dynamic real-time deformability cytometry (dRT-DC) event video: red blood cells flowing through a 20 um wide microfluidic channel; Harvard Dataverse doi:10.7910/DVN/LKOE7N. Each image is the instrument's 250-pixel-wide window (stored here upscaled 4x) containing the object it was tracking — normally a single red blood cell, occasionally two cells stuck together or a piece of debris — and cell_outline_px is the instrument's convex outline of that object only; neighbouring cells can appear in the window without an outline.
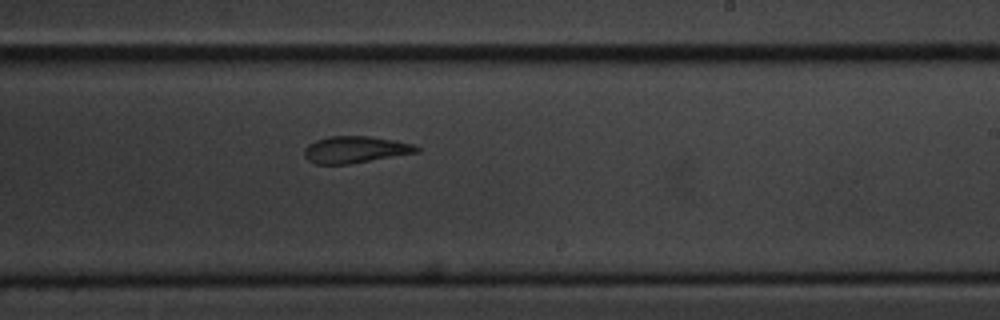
{"species": "common noctule bat (a hibernating species)", "species_latin": "Nyctalus noctula", "temperature_condition": "cold", "stored_images_in_passage": 8, "camera_frame_rate_fps": 3000, "um_per_image_px": 0.085, "animal": {"sex": "male", "body_mass_g": 20.1, "forearm_length_mm": 53.5}, "frame": {"image": 1, "passage_image": 8, "time_ms": 9.0, "image_size_px": [1000, 320], "cell_outline_px": [[420, 152], [348, 164], [316, 164], [308, 160], [304, 156], [304, 148], [308, 144], [316, 140], [328, 136], [368, 136], [396, 140], [412, 144], [420, 148]], "centroid_in_image_um": [30.19, 12.71], "position_along_channel_um": 258.8, "area_um2": 17.57}}